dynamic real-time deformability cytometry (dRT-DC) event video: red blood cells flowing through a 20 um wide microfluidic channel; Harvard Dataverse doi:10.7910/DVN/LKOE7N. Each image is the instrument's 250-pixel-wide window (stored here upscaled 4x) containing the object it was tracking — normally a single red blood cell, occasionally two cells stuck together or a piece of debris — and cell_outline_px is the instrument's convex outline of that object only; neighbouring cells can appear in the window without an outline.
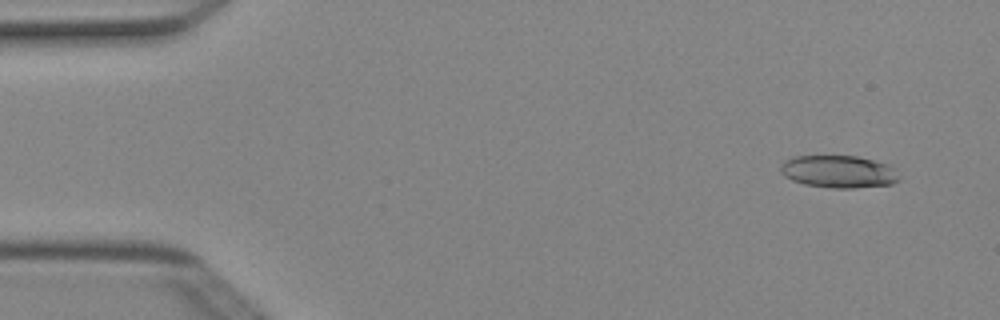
{"species": "Egyptian fruit bat (a non-hibernating species)", "species_latin": "Rousettus aegyptiacus", "temperature_condition": "cold", "stored_images_in_passage": 4, "camera_frame_rate_fps": 3000, "um_per_image_px": 0.085, "animal": {"sex": "female"}, "frame": {"image": 1, "passage_image": 1, "time_ms": 0.0, "image_size_px": [1000, 320], "cell_outline_px": [[900, 180], [892, 184], [856, 188], [832, 188], [804, 184], [792, 180], [784, 176], [780, 172], [780, 164], [792, 156], [856, 156], [888, 164], [900, 176]], "centroid_in_image_um": [71.27, 14.59], "position_along_channel_um": 13.7, "area_um2": 22.48}}
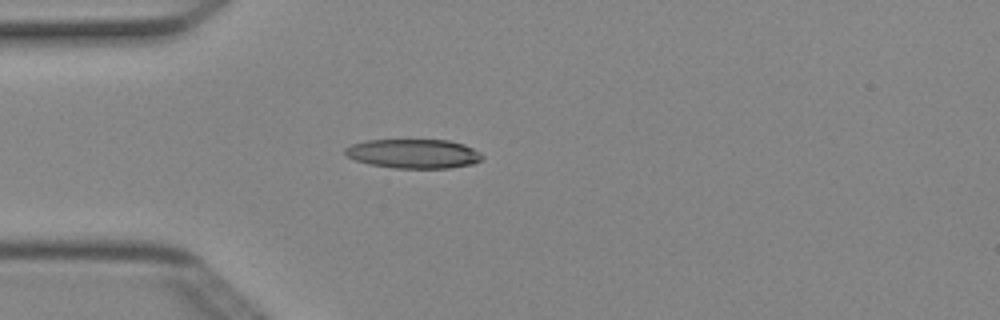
{"frame": {"image": 2, "passage_image": 4, "time_ms": 1.0, "image_size_px": [1000, 320], "cell_outline_px": [[484, 156], [480, 160], [472, 164], [448, 168], [396, 168], [372, 164], [356, 160], [348, 156], [344, 152], [344, 148], [352, 144], [368, 140], [448, 140], [464, 144], [480, 152]], "centroid_in_image_um": [35.17, 13.06], "position_along_channel_um": 49.8, "area_um2": 23.18}}